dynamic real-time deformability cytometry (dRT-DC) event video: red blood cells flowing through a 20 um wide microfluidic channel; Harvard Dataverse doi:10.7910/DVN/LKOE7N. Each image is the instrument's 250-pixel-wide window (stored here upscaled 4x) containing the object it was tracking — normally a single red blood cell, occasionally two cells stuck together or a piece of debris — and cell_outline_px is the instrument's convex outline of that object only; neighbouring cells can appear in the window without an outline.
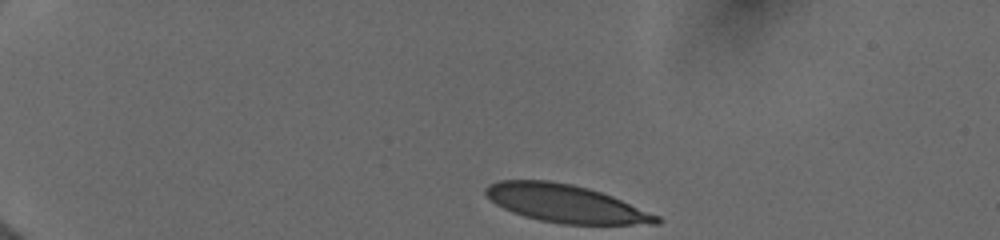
{"species": "human", "species_latin": "Homo sapiens", "temperature_condition": "cold", "stored_images_in_passage": 11, "camera_frame_rate_fps": 3000, "um_per_image_px": 0.085, "donor": {"sex": "female"}, "frame": {"image": 1, "passage_image": 1, "time_ms": 0.0, "image_size_px": [1000, 240], "cell_outline_px": [[660, 224], [560, 224], [540, 220], [524, 216], [512, 212], [496, 204], [484, 192], [484, 188], [488, 184], [500, 180], [548, 180], [572, 184], [588, 188], [612, 196], [660, 216]], "centroid_in_image_um": [48.07, 17.3], "position_along_channel_um": 36.9, "area_um2": 37.51}}